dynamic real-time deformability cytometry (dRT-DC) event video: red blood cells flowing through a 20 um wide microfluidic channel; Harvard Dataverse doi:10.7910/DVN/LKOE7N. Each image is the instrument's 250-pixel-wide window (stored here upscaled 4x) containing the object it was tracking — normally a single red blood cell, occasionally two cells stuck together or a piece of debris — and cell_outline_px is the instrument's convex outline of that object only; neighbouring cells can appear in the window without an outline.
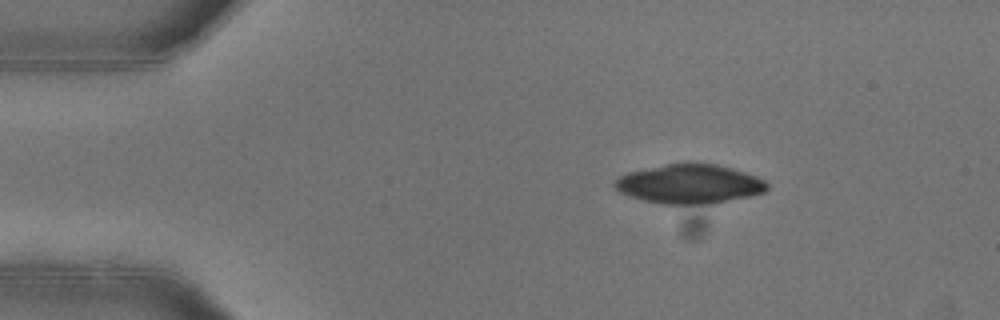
{"species": "common noctule bat (a hibernating species)", "species_latin": "Nyctalus noctula", "temperature_condition": "warm", "stored_images_in_passage": 46, "camera_frame_rate_fps": 3000, "um_per_image_px": 0.085, "animal": {"sex": "female"}, "frame": {"image": 1, "passage_image": 3, "time_ms": 0.667, "image_size_px": [1000, 320], "cell_outline_px": [[768, 188], [764, 192], [748, 196], [712, 204], [664, 204], [644, 200], [628, 196], [620, 192], [612, 184], [620, 176], [628, 172], [688, 160], [716, 164], [732, 168], [756, 176], [764, 180], [768, 184]], "centroid_in_image_um": [58.61, 15.62], "position_along_channel_um": 26.4, "area_um2": 35.08}}